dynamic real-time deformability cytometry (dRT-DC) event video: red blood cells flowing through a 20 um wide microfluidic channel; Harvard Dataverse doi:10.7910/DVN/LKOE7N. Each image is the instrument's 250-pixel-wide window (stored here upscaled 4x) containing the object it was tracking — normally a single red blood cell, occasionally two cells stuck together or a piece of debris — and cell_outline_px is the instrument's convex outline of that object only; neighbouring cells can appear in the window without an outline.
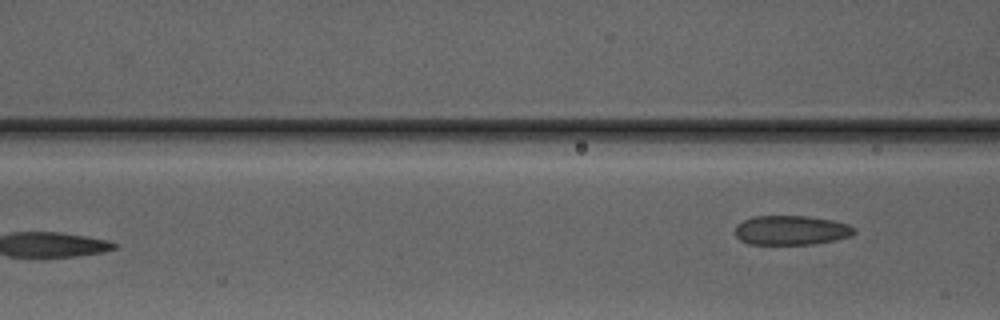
{"species": "Egyptian fruit bat (a non-hibernating species)", "species_latin": "Rousettus aegyptiacus", "temperature_condition": "warm", "stored_images_in_passage": 5, "camera_frame_rate_fps": 3000, "um_per_image_px": 0.085, "animal": {"sex": "male"}, "frame": {"image": 1, "passage_image": 5, "time_ms": 6.0, "image_size_px": [1000, 320], "cell_outline_px": [[856, 232], [852, 236], [812, 244], [748, 244], [740, 240], [736, 236], [736, 224], [752, 216], [808, 216], [832, 220], [848, 224], [856, 228]], "centroid_in_image_um": [67.25, 19.56], "position_along_channel_um": 99.3, "area_um2": 20.46}}